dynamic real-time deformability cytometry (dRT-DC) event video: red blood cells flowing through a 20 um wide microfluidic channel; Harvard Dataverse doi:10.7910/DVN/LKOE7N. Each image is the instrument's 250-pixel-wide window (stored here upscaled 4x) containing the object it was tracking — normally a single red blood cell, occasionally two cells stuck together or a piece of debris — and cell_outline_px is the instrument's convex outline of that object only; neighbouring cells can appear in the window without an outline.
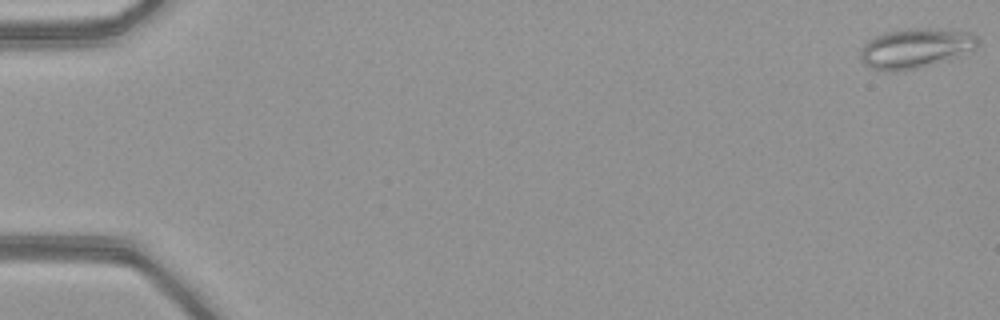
{"species": "common noctule bat (a hibernating species)", "species_latin": "Nyctalus noctula", "temperature_condition": "warm", "stored_images_in_passage": 52, "camera_frame_rate_fps": 3000, "um_per_image_px": 0.085, "animal": {"sex": "female", "body_mass_g": 21.9}, "frame": {"image": 1, "passage_image": 1, "time_ms": 0.0, "image_size_px": [1000, 320], "cell_outline_px": [[980, 44], [976, 48], [960, 56], [920, 68], [896, 72], [888, 72], [872, 68], [864, 64], [860, 60], [860, 48], [868, 40], [884, 32], [896, 28], [936, 28], [972, 32], [980, 40]], "centroid_in_image_um": [77.82, 4.09], "position_along_channel_um": 7.2, "area_um2": 27.98}}
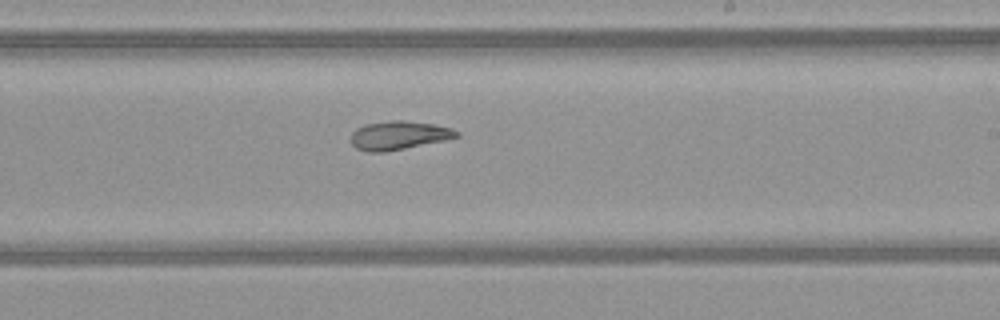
{"frame": {"image": 2, "passage_image": 32, "time_ms": 10.333, "image_size_px": [1000, 320], "cell_outline_px": [[460, 136], [444, 140], [384, 152], [368, 152], [356, 148], [352, 144], [352, 132], [356, 128], [364, 124], [392, 120], [404, 120], [432, 124], [452, 128], [460, 132]], "centroid_in_image_um": [33.89, 11.49], "position_along_channel_um": 255.1, "area_um2": 17.51}}
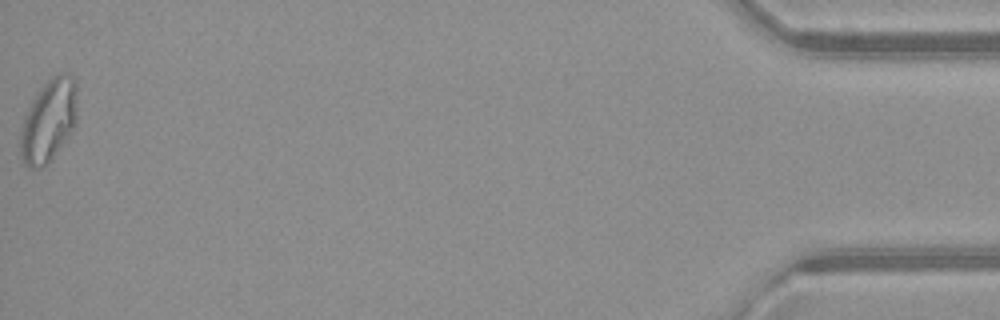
{"frame": {"image": 3, "passage_image": 52, "time_ms": 17.0, "image_size_px": [1000, 320], "cell_outline_px": [[76, 124], [68, 136], [56, 152], [40, 168], [28, 168], [24, 164], [20, 156], [20, 128], [24, 116], [36, 92], [52, 76], [60, 72], [68, 72], [76, 76]], "centroid_in_image_um": [4.13, 10.19], "position_along_channel_um": 431.1, "area_um2": 27.51}, "authors_computed_cell_mechanics": {"area_um2": 22.0218, "velocity_mm_per_s": 4.0905, "shape_relaxation_time_tau1_ms": null, "shape_relaxation_time_tau2_ms": 3.3658, "deformation_change_tau1": null, "deformation_change_tau2": 0.1013}}